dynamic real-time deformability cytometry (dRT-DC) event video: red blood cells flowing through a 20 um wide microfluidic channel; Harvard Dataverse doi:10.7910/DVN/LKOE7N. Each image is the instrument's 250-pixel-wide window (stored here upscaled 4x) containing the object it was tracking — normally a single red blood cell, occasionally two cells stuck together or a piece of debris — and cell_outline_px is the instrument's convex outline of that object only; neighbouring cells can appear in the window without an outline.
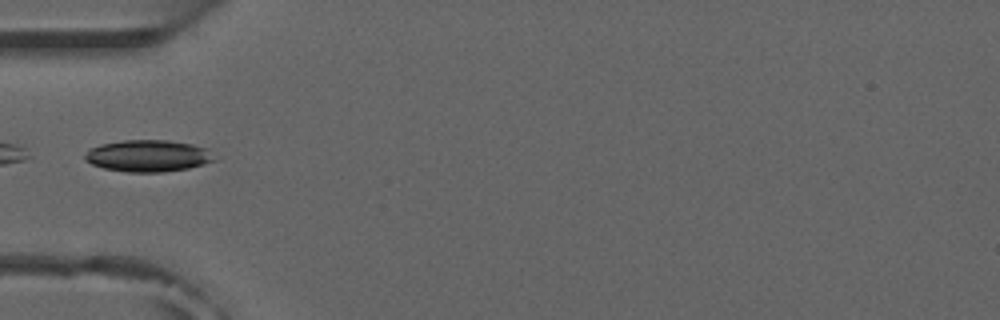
{"species": "common noctule bat (a hibernating species)", "species_latin": "Nyctalus noctula", "temperature_condition": "room temperature", "stored_images_in_passage": 9, "camera_frame_rate_fps": 3000, "um_per_image_px": 0.085, "animal": {"sex": "male", "forearm_length_mm": 52.5}, "frame": {"image": 1, "passage_image": 1, "time_ms": 0.0, "image_size_px": [1000, 320], "cell_outline_px": [[220, 156], [216, 160], [204, 164], [188, 168], [164, 172], [128, 172], [104, 168], [92, 164], [84, 160], [84, 156], [92, 148], [100, 144], [124, 140], [168, 140], [192, 144], [212, 148]], "centroid_in_image_um": [12.71, 13.24], "position_along_channel_um": 72.3, "area_um2": 24.39}}
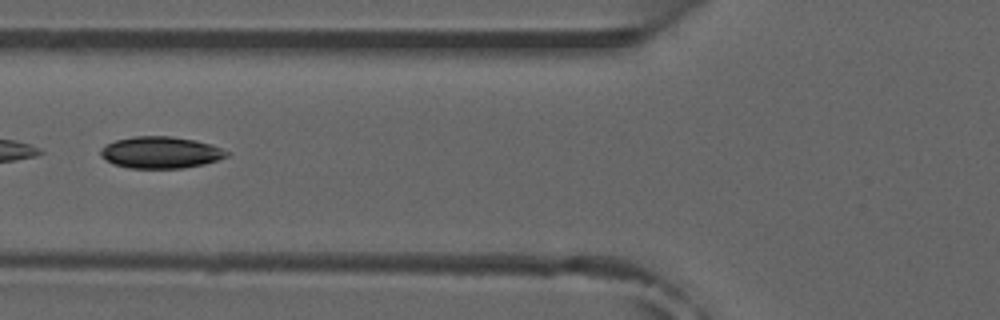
{"frame": {"image": 2, "passage_image": 4, "time_ms": 1.0, "image_size_px": [1000, 320], "cell_outline_px": [[232, 152], [228, 156], [204, 164], [184, 168], [128, 168], [112, 164], [100, 156], [100, 148], [104, 144], [116, 140], [136, 136], [168, 136], [196, 140], [212, 144]], "centroid_in_image_um": [13.65, 12.96], "position_along_channel_um": 112.1, "area_um2": 23.58}}
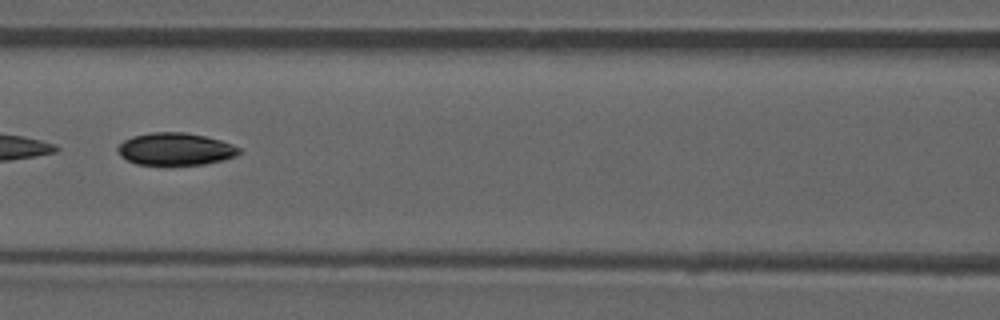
{"frame": {"image": 3, "passage_image": 7, "time_ms": 2.0, "image_size_px": [1000, 320], "cell_outline_px": [[244, 152], [236, 156], [224, 160], [204, 164], [136, 164], [120, 156], [116, 152], [116, 148], [124, 140], [132, 136], [152, 132], [184, 132], [204, 136], [220, 140], [232, 144], [240, 148]], "centroid_in_image_um": [14.92, 12.66], "position_along_channel_um": 151.7, "area_um2": 22.95}}